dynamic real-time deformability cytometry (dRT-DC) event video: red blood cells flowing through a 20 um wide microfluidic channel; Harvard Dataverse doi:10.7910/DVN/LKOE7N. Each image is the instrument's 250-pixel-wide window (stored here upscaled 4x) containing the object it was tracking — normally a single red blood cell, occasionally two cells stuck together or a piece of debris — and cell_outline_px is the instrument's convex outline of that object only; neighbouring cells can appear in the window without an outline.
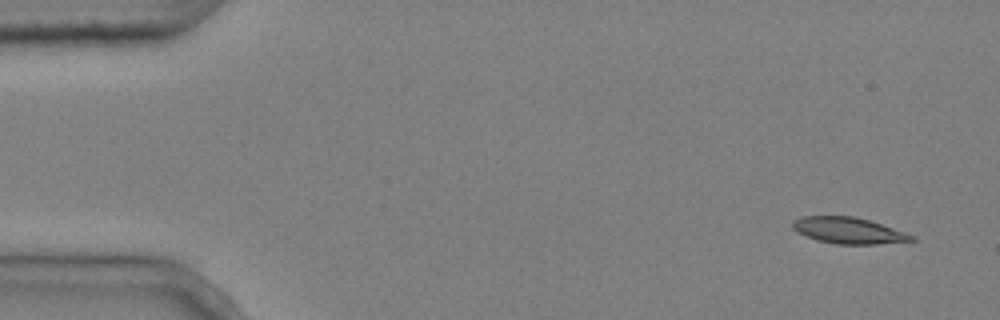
{"species": "common noctule bat (a hibernating species)", "species_latin": "Nyctalus noctula", "temperature_condition": "cold", "stored_images_in_passage": 5, "camera_frame_rate_fps": 3000, "um_per_image_px": 0.085, "animal": {"sex": "male", "body_mass_g": 20.4}, "frame": {"image": 1, "passage_image": 1, "time_ms": 0.0, "image_size_px": [1000, 320], "cell_outline_px": [[916, 240], [876, 244], [836, 244], [816, 240], [804, 236], [796, 232], [792, 228], [792, 220], [800, 216], [852, 216], [868, 220], [916, 236]], "centroid_in_image_um": [72.05, 19.59], "position_along_channel_um": 12.9, "area_um2": 18.21}}
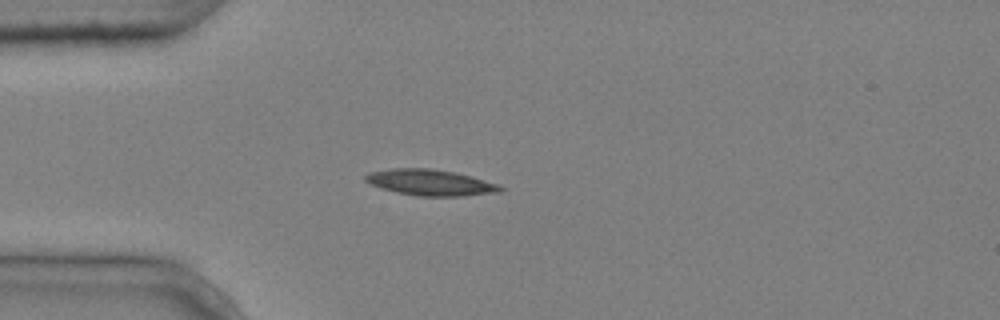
{"frame": {"image": 2, "passage_image": 4, "time_ms": 1.0, "image_size_px": [1000, 320], "cell_outline_px": [[504, 188], [500, 192], [464, 196], [416, 196], [396, 192], [380, 188], [368, 184], [364, 180], [364, 176], [368, 172], [392, 168], [428, 168], [452, 172], [472, 176], [496, 184]], "centroid_in_image_um": [36.51, 15.52], "position_along_channel_um": 48.5, "area_um2": 20.52}}